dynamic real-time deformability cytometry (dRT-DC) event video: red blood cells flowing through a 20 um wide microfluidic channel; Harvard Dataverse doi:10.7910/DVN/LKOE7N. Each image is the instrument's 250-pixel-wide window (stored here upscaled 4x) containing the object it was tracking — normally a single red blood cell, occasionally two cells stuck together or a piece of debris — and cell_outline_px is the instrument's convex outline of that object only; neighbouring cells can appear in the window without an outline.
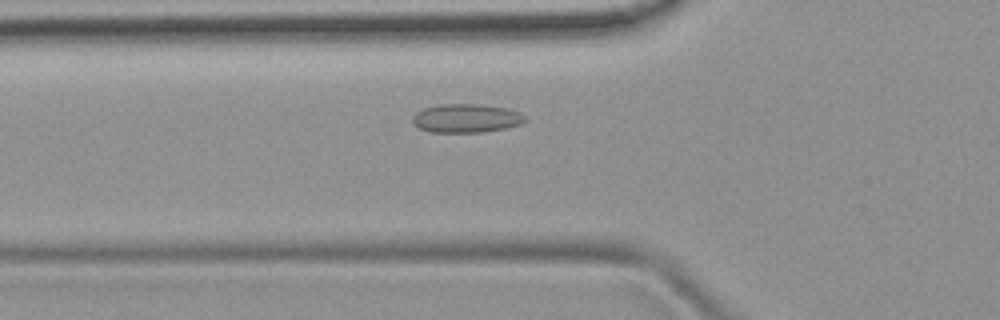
{"species": "common noctule bat (a hibernating species)", "species_latin": "Nyctalus noctula", "temperature_condition": "room temperature", "stored_images_in_passage": 45, "camera_frame_rate_fps": 3000, "um_per_image_px": 0.085, "animal": {"sex": "female", "body_mass_g": 19.9}, "frame": {"image": 1, "passage_image": 12, "time_ms": 3.667, "image_size_px": [1000, 320], "cell_outline_px": [[528, 120], [520, 124], [508, 128], [480, 132], [428, 132], [412, 124], [412, 116], [416, 112], [424, 108], [440, 104], [480, 104], [504, 108], [520, 112]], "centroid_in_image_um": [39.61, 10.05], "position_along_channel_um": 86.2, "area_um2": 18.9}}
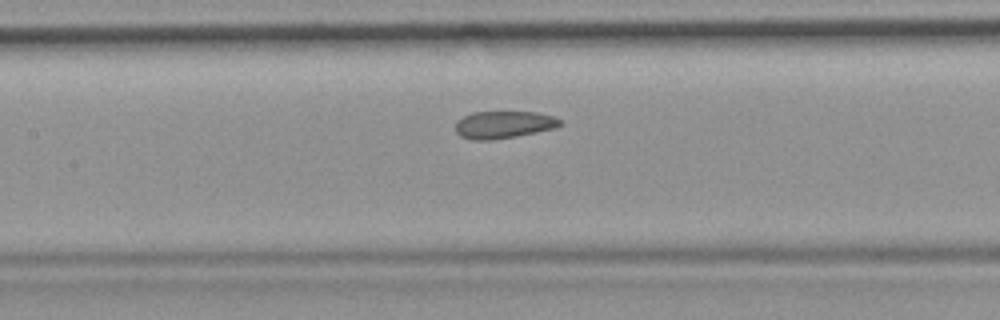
{"frame": {"image": 2, "passage_image": 18, "time_ms": 5.667, "image_size_px": [1000, 320], "cell_outline_px": [[564, 124], [556, 128], [516, 136], [492, 140], [472, 140], [460, 136], [456, 132], [456, 120], [472, 112], [536, 112], [552, 116], [564, 120]], "centroid_in_image_um": [42.83, 10.6], "position_along_channel_um": 164.6, "area_um2": 16.82}}
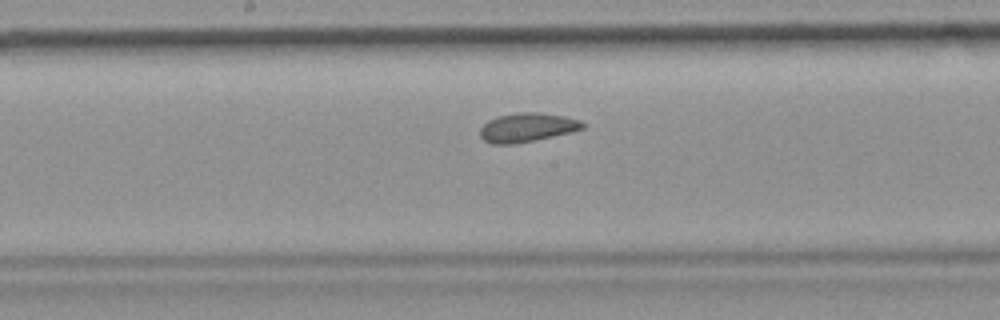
{"frame": {"image": 3, "passage_image": 21, "time_ms": 6.667, "image_size_px": [1000, 320], "cell_outline_px": [[584, 128], [572, 132], [516, 144], [492, 144], [484, 140], [480, 136], [480, 128], [488, 120], [496, 116], [516, 112], [540, 112], [564, 116], [580, 120], [584, 124]], "centroid_in_image_um": [44.79, 10.83], "position_along_channel_um": 203.4, "area_um2": 17.46}, "authors_computed_cell_mechanics": {"area_um2": 17.5712, "velocity_mm_per_s": 3.9072, "shape_relaxation_time_tau1_ms": null, "shape_relaxation_time_tau2_ms": 1.9618, "deformation_change_tau1": null, "deformation_change_tau2": 0.0834}}